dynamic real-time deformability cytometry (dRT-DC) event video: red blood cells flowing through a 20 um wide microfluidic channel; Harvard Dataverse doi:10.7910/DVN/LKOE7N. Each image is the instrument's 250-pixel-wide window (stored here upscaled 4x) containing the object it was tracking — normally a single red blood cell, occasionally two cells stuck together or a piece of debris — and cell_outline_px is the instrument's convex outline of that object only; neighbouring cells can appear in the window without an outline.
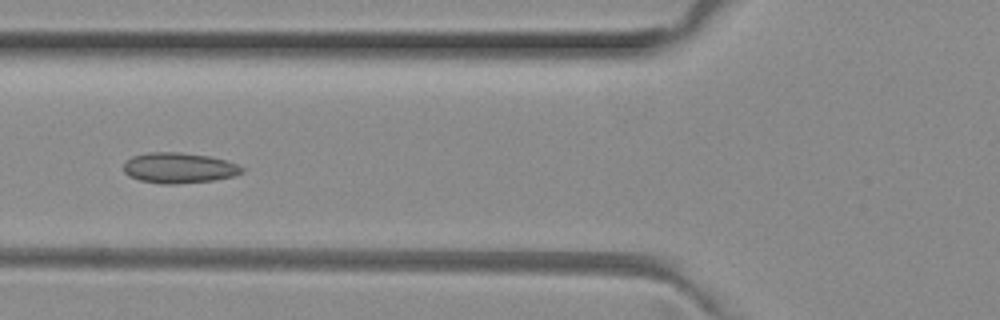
{"species": "common noctule bat (a hibernating species)", "species_latin": "Nyctalus noctula", "temperature_condition": "room temperature", "stored_images_in_passage": 52, "camera_frame_rate_fps": 3000, "um_per_image_px": 0.085, "animal": {"sex": "female", "body_mass_g": 29.2, "forearm_length_mm": 56.3}, "frame": {"image": 1, "passage_image": 20, "time_ms": 6.333, "image_size_px": [1000, 320], "cell_outline_px": [[248, 168], [244, 172], [236, 176], [216, 180], [176, 184], [160, 184], [140, 180], [128, 176], [124, 172], [124, 164], [132, 156], [148, 152], [180, 152], [208, 156], [224, 160]], "centroid_in_image_um": [15.25, 14.28], "position_along_channel_um": 110.5, "area_um2": 21.27}}
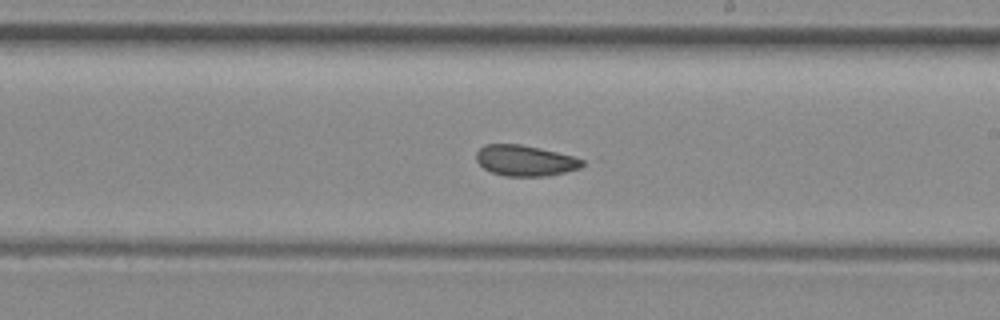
{"frame": {"image": 2, "passage_image": 30, "time_ms": 9.667, "image_size_px": [1000, 320], "cell_outline_px": [[584, 164], [580, 168], [548, 176], [504, 176], [492, 172], [484, 168], [476, 160], [476, 152], [484, 144], [520, 144], [540, 148], [572, 156], [584, 160]], "centroid_in_image_um": [44.62, 13.65], "position_along_channel_um": 244.4, "area_um2": 18.96}}
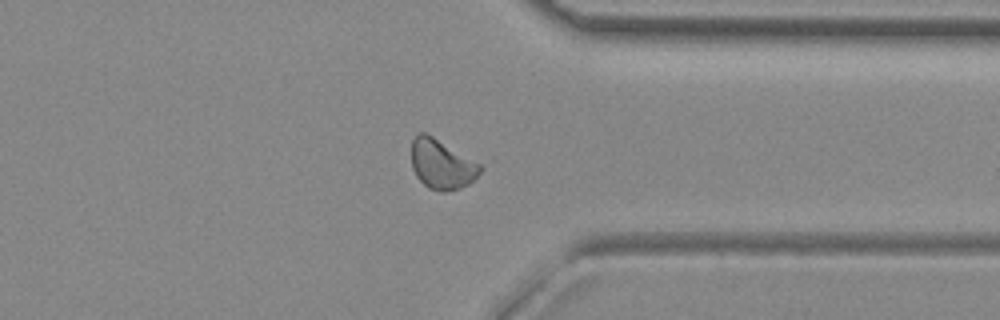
{"frame": {"image": 3, "passage_image": 40, "time_ms": 13.0, "image_size_px": [1000, 320], "cell_outline_px": [[484, 168], [468, 184], [460, 188], [444, 192], [440, 192], [428, 188], [416, 176], [412, 168], [412, 140], [420, 132], [424, 132], [432, 136], [480, 164]], "centroid_in_image_um": [37.53, 13.98], "position_along_channel_um": 373.9, "area_um2": 19.59}, "authors_computed_cell_mechanics": {"area_um2": 20.1722, "velocity_mm_per_s": 4.0219, "shape_relaxation_time_tau1_ms": 7.0484, "shape_relaxation_time_tau2_ms": 3.3943, "deformation_change_tau1": 0.1046, "deformation_change_tau2": 0.0757}}